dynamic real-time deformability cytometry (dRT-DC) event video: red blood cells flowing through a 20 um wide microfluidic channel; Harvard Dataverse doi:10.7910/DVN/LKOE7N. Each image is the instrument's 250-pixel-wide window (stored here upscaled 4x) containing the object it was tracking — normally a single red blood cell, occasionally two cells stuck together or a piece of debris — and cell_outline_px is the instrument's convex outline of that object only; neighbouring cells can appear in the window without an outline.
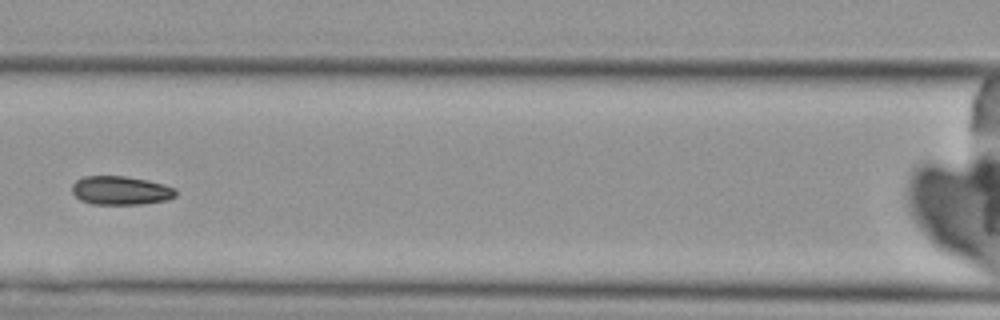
{"species": "Egyptian fruit bat (a non-hibernating species)", "species_latin": "Rousettus aegyptiacus", "temperature_condition": "cold", "stored_images_in_passage": 6, "camera_frame_rate_fps": 3000, "um_per_image_px": 0.085, "animal": {"sex": "female"}, "frame": {"image": 1, "passage_image": 5, "time_ms": 4.667, "image_size_px": [1000, 320], "cell_outline_px": [[176, 196], [168, 200], [140, 204], [92, 204], [80, 200], [72, 192], [72, 184], [76, 180], [84, 176], [124, 176], [148, 180], [164, 184], [176, 188]], "centroid_in_image_um": [10.27, 16.19], "position_along_channel_um": 156.3, "area_um2": 17.46}}
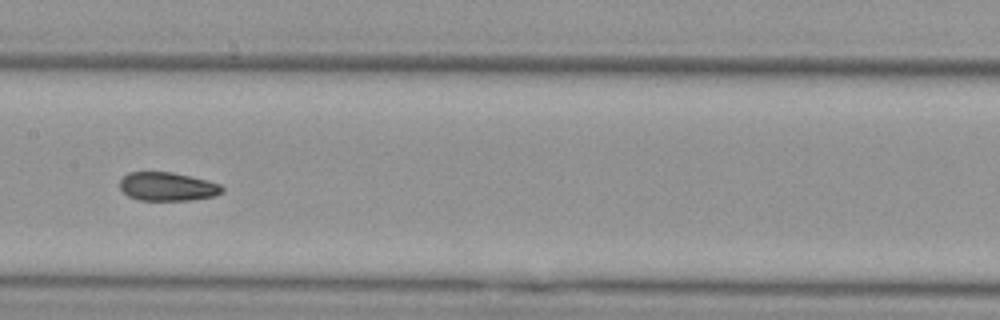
{"frame": {"image": 2, "passage_image": 6, "time_ms": 5.667, "image_size_px": [1000, 320], "cell_outline_px": [[224, 192], [216, 196], [188, 200], [140, 200], [128, 196], [120, 188], [120, 180], [128, 172], [172, 172], [192, 176], [220, 184], [224, 188]], "centroid_in_image_um": [14.26, 15.86], "position_along_channel_um": 193.1, "area_um2": 17.11}}